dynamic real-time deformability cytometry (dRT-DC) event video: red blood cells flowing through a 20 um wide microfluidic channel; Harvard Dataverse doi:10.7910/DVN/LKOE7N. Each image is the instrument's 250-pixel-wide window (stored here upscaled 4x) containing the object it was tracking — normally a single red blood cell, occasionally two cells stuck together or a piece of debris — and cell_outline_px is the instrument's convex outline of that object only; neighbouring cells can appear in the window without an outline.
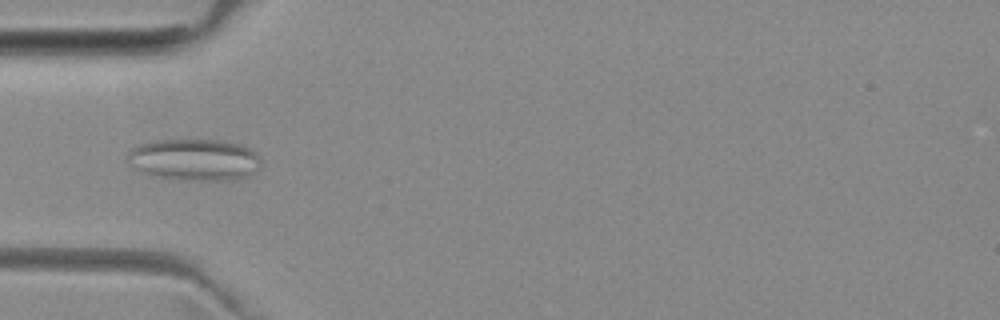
{"species": "common noctule bat (a hibernating species)", "species_latin": "Nyctalus noctula", "temperature_condition": "room temperature", "stored_images_in_passage": 1, "camera_frame_rate_fps": 3000, "um_per_image_px": 0.085, "animal": {"sex": "female", "body_mass_g": 29.2, "forearm_length_mm": 56.3}, "frame": {"image": 1, "passage_image": 1, "time_ms": 0.0, "image_size_px": [1000, 320], "cell_outline_px": [[260, 168], [248, 176], [236, 180], [176, 180], [152, 176], [128, 164], [124, 160], [128, 152], [136, 144], [152, 140], [220, 140], [236, 144], [248, 148], [256, 152], [260, 156]], "centroid_in_image_um": [16.48, 13.58], "position_along_channel_um": 68.5, "area_um2": 32.95}}